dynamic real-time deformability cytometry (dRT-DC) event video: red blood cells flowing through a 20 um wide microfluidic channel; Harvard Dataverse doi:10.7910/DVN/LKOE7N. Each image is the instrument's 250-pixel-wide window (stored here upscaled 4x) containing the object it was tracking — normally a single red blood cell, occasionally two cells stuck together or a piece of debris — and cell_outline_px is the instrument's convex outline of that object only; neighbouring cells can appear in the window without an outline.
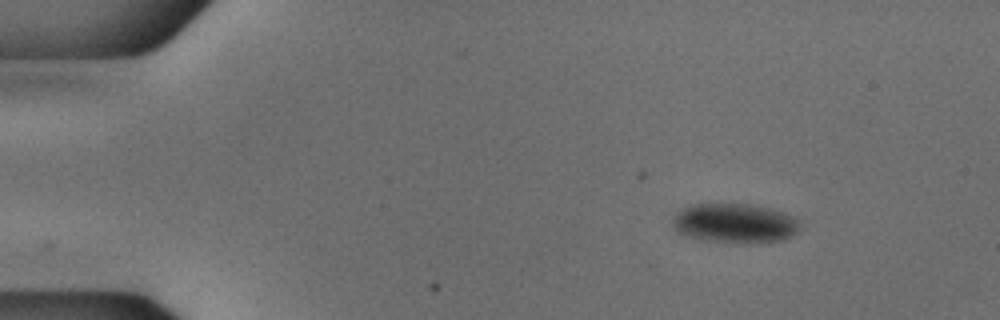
{"species": "common noctule bat (a hibernating species)", "species_latin": "Nyctalus noctula", "temperature_condition": "cold", "stored_images_in_passage": 48, "camera_frame_rate_fps": 3000, "um_per_image_px": 0.085, "animal": {"sex": "male", "body_mass_g": 18.8}, "frame": {"image": 1, "passage_image": 1, "time_ms": 0.0, "image_size_px": [1000, 320], "cell_outline_px": [[800, 228], [788, 240], [764, 244], [740, 244], [700, 240], [676, 232], [672, 228], [672, 216], [676, 212], [692, 204], [748, 204], [768, 208], [784, 212], [792, 216], [800, 224]], "centroid_in_image_um": [62.45, 19.02], "position_along_channel_um": 22.5, "area_um2": 30.17}}
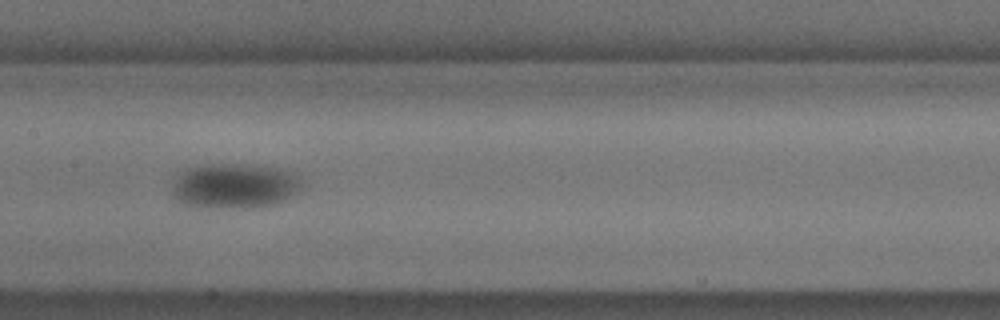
{"frame": {"image": 2, "passage_image": 21, "time_ms": 6.667, "image_size_px": [1000, 320], "cell_outline_px": [[304, 184], [300, 188], [284, 200], [272, 204], [244, 208], [196, 208], [180, 200], [176, 196], [172, 188], [176, 176], [180, 172], [188, 168], [208, 164], [224, 164], [276, 168], [300, 176]], "centroid_in_image_um": [19.91, 15.81], "position_along_channel_um": 187.5, "area_um2": 33.52}}
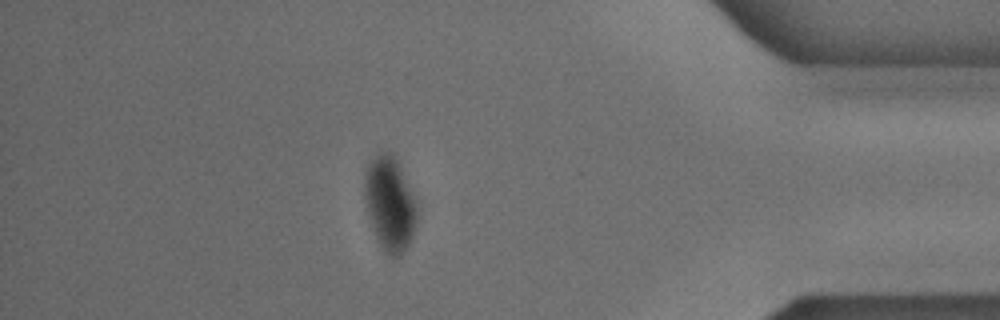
{"frame": {"image": 3, "passage_image": 41, "time_ms": 13.333, "image_size_px": [1000, 320], "cell_outline_px": [[416, 224], [412, 236], [408, 244], [400, 256], [388, 256], [384, 252], [376, 240], [368, 212], [364, 196], [364, 176], [368, 164], [376, 152], [388, 152], [396, 160], [416, 196]], "centroid_in_image_um": [33.13, 17.32], "position_along_channel_um": 402.1, "area_um2": 28.78}}